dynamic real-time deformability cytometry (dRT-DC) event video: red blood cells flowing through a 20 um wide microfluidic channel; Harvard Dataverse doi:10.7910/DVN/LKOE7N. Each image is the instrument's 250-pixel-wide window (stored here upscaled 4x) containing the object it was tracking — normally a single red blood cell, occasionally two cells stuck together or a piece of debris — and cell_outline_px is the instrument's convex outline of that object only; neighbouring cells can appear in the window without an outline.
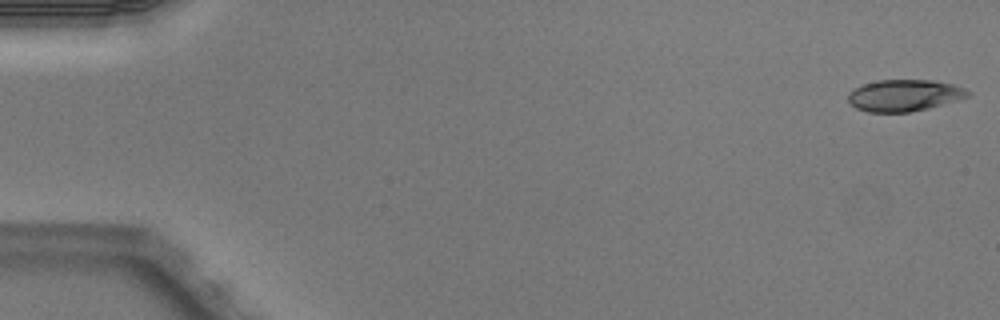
{"species": "Egyptian fruit bat (a non-hibernating species)", "species_latin": "Rousettus aegyptiacus", "temperature_condition": "warm", "stored_images_in_passage": 8, "camera_frame_rate_fps": 3000, "um_per_image_px": 0.085, "animal": {"sex": "male"}, "frame": {"image": 1, "passage_image": 1, "time_ms": 0.0, "image_size_px": [1000, 320], "cell_outline_px": [[972, 92], [968, 96], [956, 100], [928, 108], [908, 112], [868, 112], [856, 108], [848, 100], [848, 92], [864, 84], [876, 80], [932, 80], [952, 84], [964, 88]], "centroid_in_image_um": [76.85, 8.1], "position_along_channel_um": 8.1, "area_um2": 21.91}}
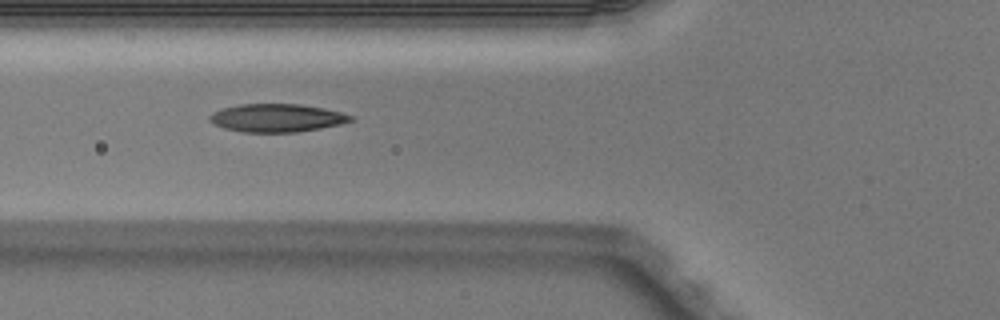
{"frame": {"image": 2, "passage_image": 6, "time_ms": 1.667, "image_size_px": [1000, 320], "cell_outline_px": [[356, 120], [340, 124], [320, 128], [296, 132], [244, 132], [224, 128], [208, 120], [208, 116], [212, 112], [220, 108], [240, 104], [300, 104], [324, 108], [340, 112], [352, 116]], "centroid_in_image_um": [23.51, 10.01], "position_along_channel_um": 102.3, "area_um2": 23.12}}
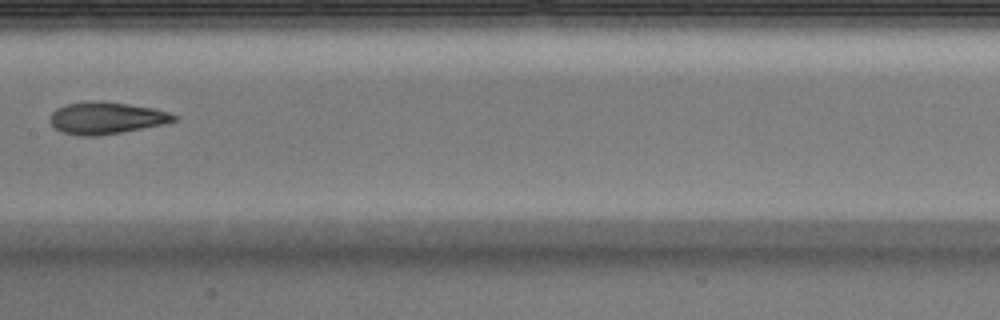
{"frame": {"image": 3, "passage_image": 8, "time_ms": 2.333, "image_size_px": [1000, 320], "cell_outline_px": [[180, 116], [176, 120], [160, 124], [100, 136], [80, 136], [64, 132], [56, 128], [52, 124], [52, 112], [56, 108], [64, 104], [92, 100], [100, 100], [128, 104], [152, 108], [168, 112]], "centroid_in_image_um": [9.02, 10.01], "position_along_channel_um": 198.4, "area_um2": 22.83}}